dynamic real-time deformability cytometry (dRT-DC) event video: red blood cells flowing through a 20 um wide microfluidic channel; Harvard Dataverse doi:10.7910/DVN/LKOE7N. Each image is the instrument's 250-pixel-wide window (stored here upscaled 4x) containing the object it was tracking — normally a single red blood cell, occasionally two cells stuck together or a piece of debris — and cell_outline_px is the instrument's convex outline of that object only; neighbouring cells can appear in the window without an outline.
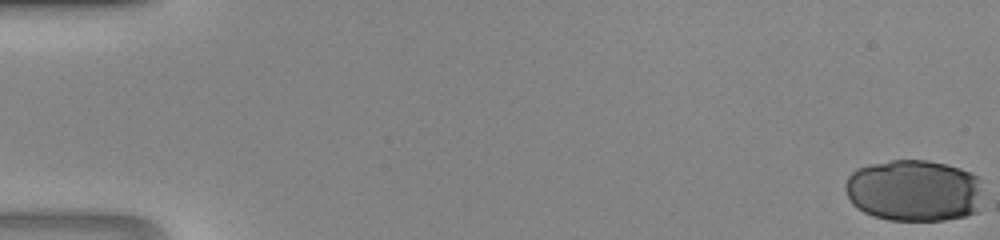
{"species": "human", "species_latin": "Homo sapiens", "temperature_condition": "room temperature", "stored_images_in_passage": 36, "camera_frame_rate_fps": 3000, "um_per_image_px": 0.085, "donor": {"sex": "male"}, "frame": {"image": 1, "passage_image": 1, "time_ms": 0.0, "image_size_px": [1000, 240], "cell_outline_px": [[976, 212], [964, 216], [944, 220], [888, 220], [872, 216], [856, 208], [852, 204], [844, 188], [844, 184], [848, 176], [856, 168], [868, 164], [892, 160], [924, 160], [944, 164], [960, 168], [976, 176]], "centroid_in_image_um": [77.54, 16.19], "position_along_channel_um": 7.5, "area_um2": 48.96}}
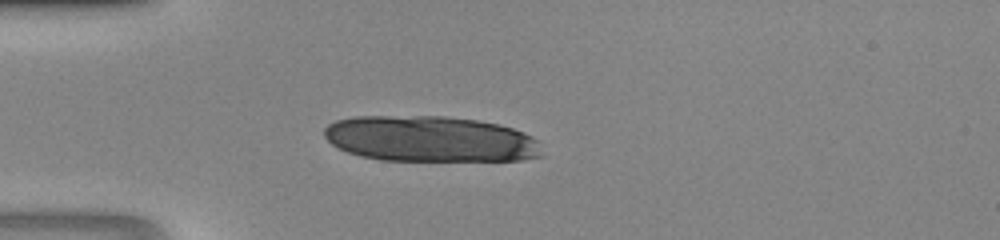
{"frame": {"image": 2, "passage_image": 15, "time_ms": 4.667, "image_size_px": [1000, 240], "cell_outline_px": [[544, 156], [524, 160], [380, 160], [360, 156], [348, 152], [332, 144], [324, 136], [324, 128], [328, 124], [336, 120], [356, 116], [444, 116], [476, 120], [496, 124], [512, 128], [524, 132], [532, 136], [536, 140]], "centroid_in_image_um": [36.56, 11.81], "position_along_channel_um": 48.4, "area_um2": 58.15}}